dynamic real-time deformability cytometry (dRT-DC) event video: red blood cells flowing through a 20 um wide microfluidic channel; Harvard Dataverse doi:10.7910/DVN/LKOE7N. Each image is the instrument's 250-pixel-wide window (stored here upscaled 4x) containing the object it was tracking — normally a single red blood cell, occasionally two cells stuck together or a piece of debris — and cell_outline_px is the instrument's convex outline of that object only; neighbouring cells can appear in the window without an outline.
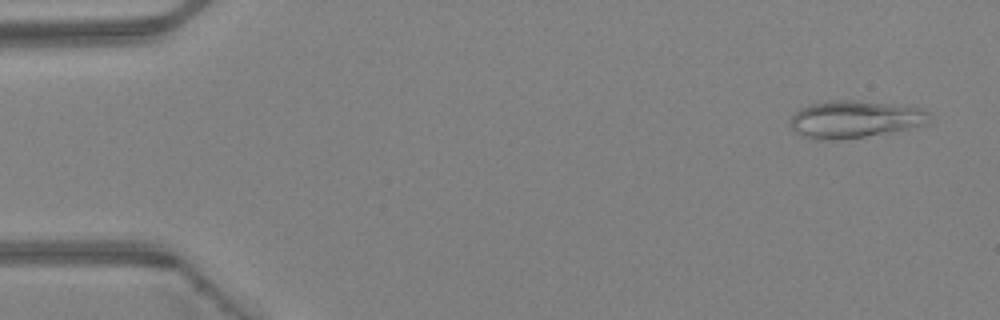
{"species": "Egyptian fruit bat (a non-hibernating species)", "species_latin": "Rousettus aegyptiacus", "temperature_condition": "warm", "stored_images_in_passage": 46, "camera_frame_rate_fps": 3000, "um_per_image_px": 0.085, "animal": {"sex": "female"}, "frame": {"image": 1, "passage_image": 3, "time_ms": 0.667, "image_size_px": [1000, 320], "cell_outline_px": [[928, 124], [888, 132], [864, 136], [804, 136], [796, 132], [792, 128], [792, 116], [800, 108], [808, 104], [832, 100], [852, 100], [888, 104], [920, 108], [928, 112]], "centroid_in_image_um": [72.69, 10.07], "position_along_channel_um": 12.3, "area_um2": 28.55}}
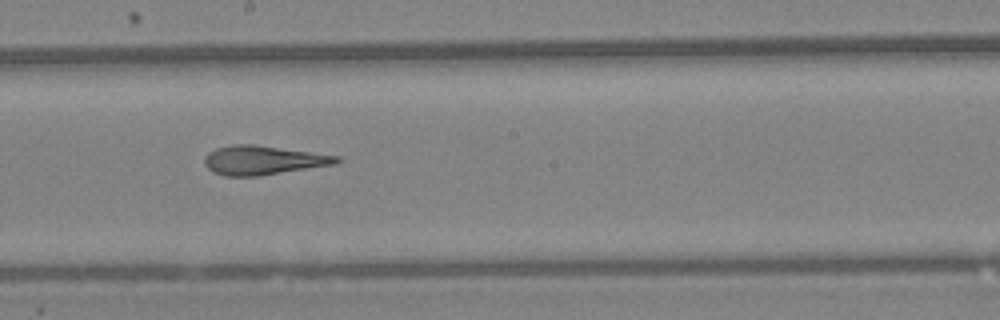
{"frame": {"image": 2, "passage_image": 26, "time_ms": 8.333, "image_size_px": [1000, 320], "cell_outline_px": [[344, 160], [336, 164], [256, 176], [224, 176], [212, 172], [204, 164], [204, 156], [208, 152], [216, 148], [232, 144], [256, 144], [340, 156]], "centroid_in_image_um": [22.36, 13.61], "position_along_channel_um": 225.8, "area_um2": 22.54}}
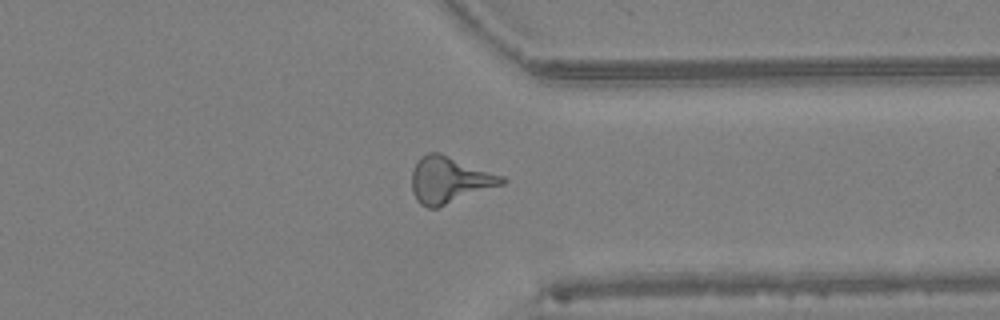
{"frame": {"image": 3, "passage_image": 36, "time_ms": 11.667, "image_size_px": [1000, 320], "cell_outline_px": [[508, 180], [504, 184], [436, 208], [428, 208], [420, 204], [416, 200], [412, 192], [412, 172], [416, 160], [420, 156], [428, 152], [440, 152], [504, 176]], "centroid_in_image_um": [38.19, 15.28], "position_along_channel_um": 373.2, "area_um2": 24.57}, "authors_computed_cell_mechanics": {"area_um2": 22.9177, "velocity_mm_per_s": 4.4643, "shape_relaxation_time_tau1_ms": null, "shape_relaxation_time_tau2_ms": 2.2744, "deformation_change_tau1": null, "deformation_change_tau2": 0.1453}}